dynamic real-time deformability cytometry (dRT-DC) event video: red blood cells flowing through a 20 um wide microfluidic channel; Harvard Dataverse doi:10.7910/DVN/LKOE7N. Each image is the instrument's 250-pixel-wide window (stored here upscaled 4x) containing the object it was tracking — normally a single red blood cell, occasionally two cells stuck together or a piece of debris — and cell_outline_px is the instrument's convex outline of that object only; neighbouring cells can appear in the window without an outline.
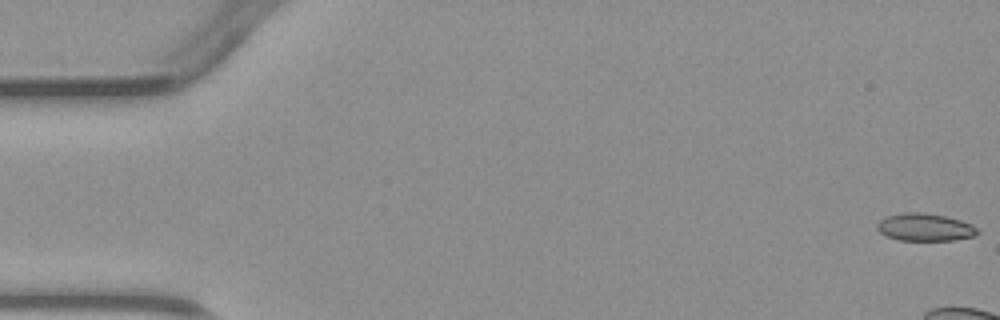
{"species": "common noctule bat (a hibernating species)", "species_latin": "Nyctalus noctula", "temperature_condition": "warm", "stored_images_in_passage": 7, "camera_frame_rate_fps": 3000, "um_per_image_px": 0.085, "animal": {"sex": "male", "body_mass_g": 23.1, "forearm_length_mm": 52.7}, "frame": {"image": 1, "passage_image": 1, "time_ms": 0.0, "image_size_px": [1000, 320], "cell_outline_px": [[980, 232], [972, 236], [956, 240], [900, 240], [888, 236], [880, 232], [876, 228], [876, 224], [884, 216], [904, 212], [924, 212], [944, 216], [960, 220], [972, 224]], "centroid_in_image_um": [78.59, 19.3], "position_along_channel_um": 6.4, "area_um2": 16.13}}
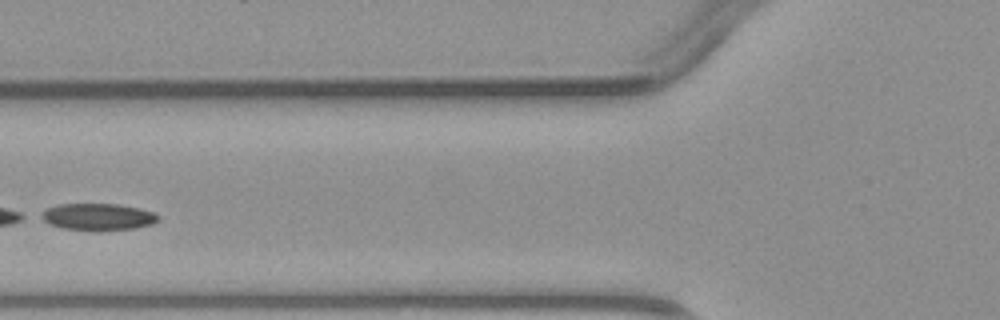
{"frame": {"image": 2, "passage_image": 6, "time_ms": 7.0, "image_size_px": [1000, 320], "cell_outline_px": [[160, 216], [152, 224], [132, 228], [96, 232], [92, 232], [64, 228], [48, 224], [36, 216], [48, 208], [60, 204], [120, 204], [140, 208], [156, 212]], "centroid_in_image_um": [8.29, 18.44], "position_along_channel_um": 117.5, "area_um2": 18.73}}
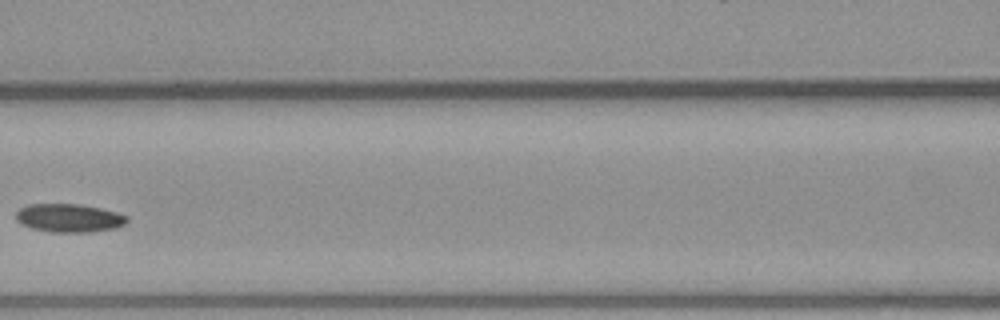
{"frame": {"image": 3, "passage_image": 7, "time_ms": 8.0, "image_size_px": [1000, 320], "cell_outline_px": [[128, 220], [124, 224], [116, 228], [88, 232], [52, 232], [32, 228], [20, 224], [16, 220], [16, 212], [20, 208], [28, 204], [80, 204], [100, 208], [116, 212], [128, 216]], "centroid_in_image_um": [5.86, 18.53], "position_along_channel_um": 160.7, "area_um2": 18.38}}